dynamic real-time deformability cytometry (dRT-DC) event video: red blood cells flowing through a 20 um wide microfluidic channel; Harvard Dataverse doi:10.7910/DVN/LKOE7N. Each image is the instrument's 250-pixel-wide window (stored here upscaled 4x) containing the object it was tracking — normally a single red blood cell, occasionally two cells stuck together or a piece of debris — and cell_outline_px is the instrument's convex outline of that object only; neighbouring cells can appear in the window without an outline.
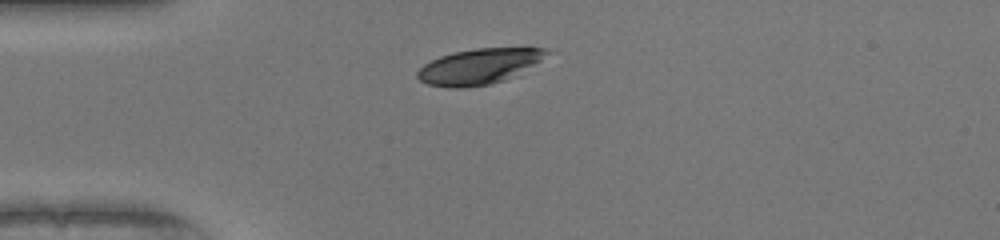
{"species": "human", "species_latin": "Homo sapiens", "temperature_condition": "warm", "stored_images_in_passage": 31, "camera_frame_rate_fps": 3000, "um_per_image_px": 0.085, "donor": {"sex": "female"}, "frame": {"image": 1, "passage_image": 1, "time_ms": 0.0, "image_size_px": [1000, 240], "cell_outline_px": [[552, 52], [540, 60], [504, 80], [488, 84], [464, 88], [448, 88], [428, 84], [420, 80], [416, 76], [416, 72], [424, 64], [440, 56], [452, 52], [476, 48], [544, 48]], "centroid_in_image_um": [40.65, 5.64], "position_along_channel_um": 44.3, "area_um2": 26.36}}
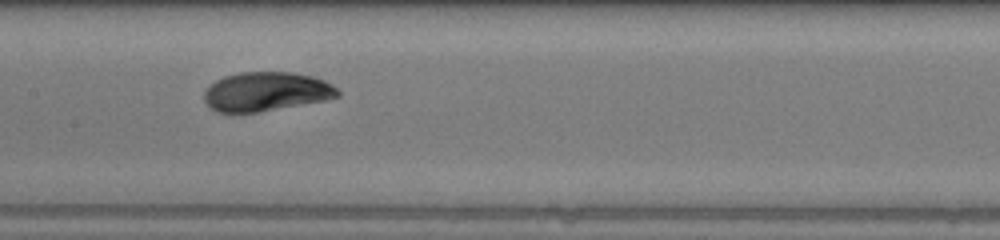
{"frame": {"image": 2, "passage_image": 13, "time_ms": 4.0, "image_size_px": [1000, 240], "cell_outline_px": [[340, 96], [324, 100], [260, 112], [216, 112], [208, 108], [204, 100], [204, 92], [216, 80], [224, 76], [240, 72], [292, 72], [312, 76], [324, 80], [332, 84], [340, 92]], "centroid_in_image_um": [22.61, 7.79], "position_along_channel_um": 184.8, "area_um2": 30.46}}
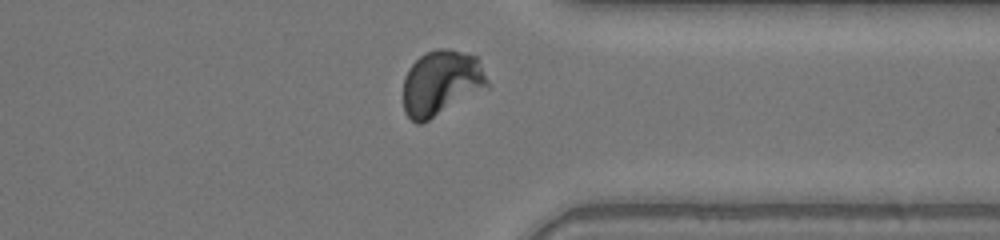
{"frame": {"image": 3, "passage_image": 27, "time_ms": 8.667, "image_size_px": [1000, 240], "cell_outline_px": [[488, 88], [428, 120], [420, 124], [416, 124], [404, 112], [404, 76], [408, 68], [424, 52], [436, 48], [448, 48], [476, 56], [488, 80]], "centroid_in_image_um": [37.49, 7.03], "position_along_channel_um": 373.9, "area_um2": 32.02}, "authors_computed_cell_mechanics": {"area_um2": 30.7496, "velocity_mm_per_s": 4.1167, "shape_relaxation_time_tau1_ms": 2.6404, "shape_relaxation_time_tau2_ms": 0.7656, "deformation_change_tau1": 0.1665, "deformation_change_tau2": 0.038}}